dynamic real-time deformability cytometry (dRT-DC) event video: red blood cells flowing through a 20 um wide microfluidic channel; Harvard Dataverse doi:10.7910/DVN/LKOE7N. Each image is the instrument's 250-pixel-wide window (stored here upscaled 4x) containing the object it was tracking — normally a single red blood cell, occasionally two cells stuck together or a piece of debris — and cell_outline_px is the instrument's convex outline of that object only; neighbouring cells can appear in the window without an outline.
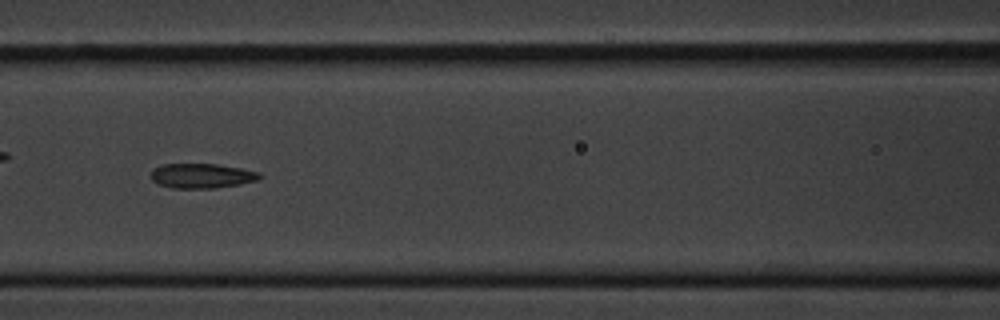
{"species": "common noctule bat (a hibernating species)", "species_latin": "Nyctalus noctula", "temperature_condition": "cold", "stored_images_in_passage": 9, "camera_frame_rate_fps": 3000, "um_per_image_px": 0.085, "animal": {"sex": "male", "body_mass_g": 20.1, "forearm_length_mm": 53.5}, "frame": {"image": 1, "passage_image": 6, "time_ms": 5.667, "image_size_px": [1000, 320], "cell_outline_px": [[260, 176], [256, 180], [240, 184], [216, 188], [172, 188], [160, 184], [152, 180], [152, 168], [164, 164], [216, 164], [240, 168], [260, 172]], "centroid_in_image_um": [17.13, 14.94], "position_along_channel_um": 149.5, "area_um2": 15.49}}
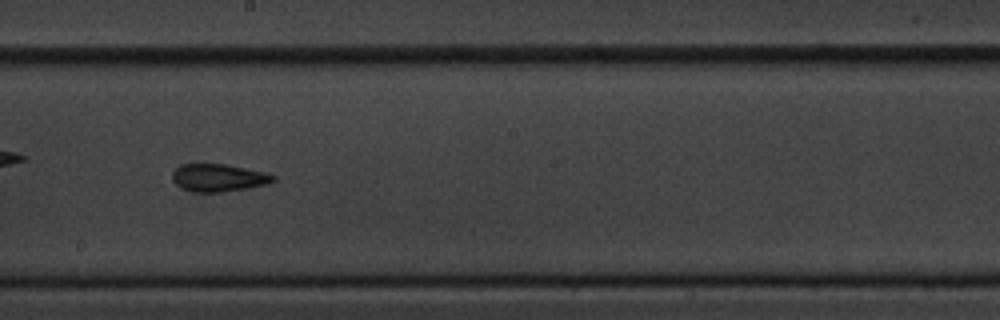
{"frame": {"image": 2, "passage_image": 8, "time_ms": 8.0, "image_size_px": [1000, 320], "cell_outline_px": [[276, 180], [268, 184], [248, 188], [220, 192], [192, 192], [180, 188], [172, 180], [172, 172], [180, 164], [224, 164], [268, 172], [276, 176]], "centroid_in_image_um": [18.58, 15.11], "position_along_channel_um": 229.6, "area_um2": 16.47}}
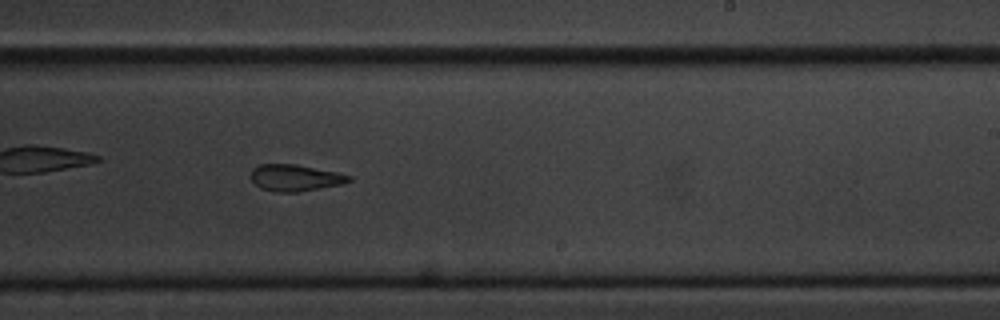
{"frame": {"image": 3, "passage_image": 9, "time_ms": 9.0, "image_size_px": [1000, 320], "cell_outline_px": [[352, 180], [340, 184], [296, 192], [276, 192], [260, 188], [252, 180], [252, 168], [260, 164], [296, 164], [336, 172], [352, 176]], "centroid_in_image_um": [25.07, 15.1], "position_along_channel_um": 263.9, "area_um2": 14.97}}